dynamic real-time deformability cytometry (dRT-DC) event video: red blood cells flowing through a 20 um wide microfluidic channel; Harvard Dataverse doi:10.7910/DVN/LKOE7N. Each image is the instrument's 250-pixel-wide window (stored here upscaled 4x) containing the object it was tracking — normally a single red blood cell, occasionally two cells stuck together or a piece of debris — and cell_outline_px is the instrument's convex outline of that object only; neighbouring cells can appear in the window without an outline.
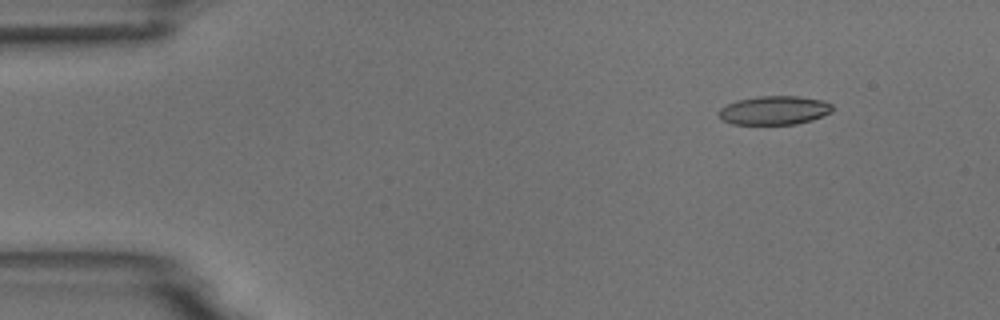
{"species": "common noctule bat (a hibernating species)", "species_latin": "Nyctalus noctula", "temperature_condition": "room temperature", "stored_images_in_passage": 3, "camera_frame_rate_fps": 3000, "um_per_image_px": 0.085, "animal": {"sex": "male", "body_mass_g": 18.8}, "frame": {"image": 1, "passage_image": 1, "time_ms": 0.0, "image_size_px": [1000, 320], "cell_outline_px": [[832, 112], [812, 120], [796, 124], [732, 124], [724, 120], [720, 116], [720, 108], [736, 100], [760, 96], [796, 96], [824, 100], [832, 104]], "centroid_in_image_um": [65.85, 9.37], "position_along_channel_um": 19.1, "area_um2": 18.96}}
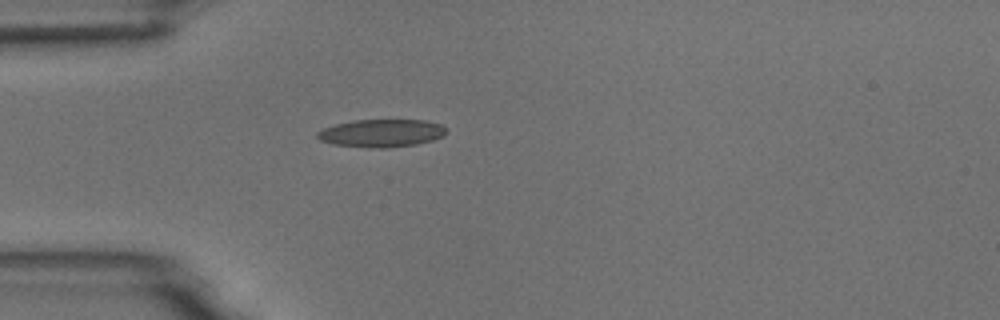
{"frame": {"image": 2, "passage_image": 3, "time_ms": 3.0, "image_size_px": [1000, 320], "cell_outline_px": [[448, 132], [444, 136], [432, 140], [416, 144], [388, 148], [368, 148], [332, 144], [320, 140], [316, 136], [316, 132], [324, 128], [336, 124], [352, 120], [424, 120], [440, 124]], "centroid_in_image_um": [32.41, 11.32], "position_along_channel_um": 52.6, "area_um2": 20.98}}